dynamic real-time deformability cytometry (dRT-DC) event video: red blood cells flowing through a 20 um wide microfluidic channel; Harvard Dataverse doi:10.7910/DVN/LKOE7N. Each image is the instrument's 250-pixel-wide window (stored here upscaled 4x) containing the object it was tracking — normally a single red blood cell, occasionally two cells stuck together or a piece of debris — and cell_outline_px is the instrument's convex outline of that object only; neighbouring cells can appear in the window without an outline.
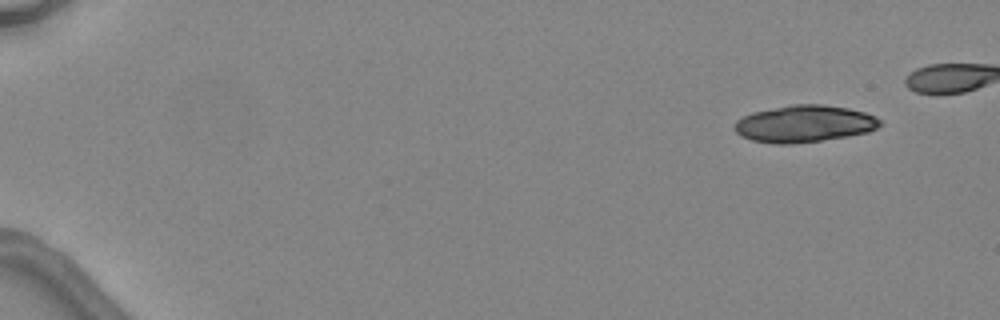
{"species": "common noctule bat (a hibernating species)", "species_latin": "Nyctalus noctula", "temperature_condition": "warm", "stored_images_in_passage": 5, "camera_frame_rate_fps": 3000, "um_per_image_px": 0.085, "animal": {"sex": "female", "body_mass_g": 24.6, "forearm_length_mm": 56.2}, "frame": {"image": 1, "passage_image": 1, "time_ms": 0.0, "image_size_px": [1000, 320], "cell_outline_px": [[884, 124], [868, 132], [848, 136], [820, 140], [788, 144], [772, 144], [752, 140], [740, 136], [732, 128], [736, 120], [752, 112], [792, 104], [824, 104], [848, 108], [864, 112], [876, 116]], "centroid_in_image_um": [68.35, 10.51], "position_along_channel_um": 16.6, "area_um2": 31.5}}